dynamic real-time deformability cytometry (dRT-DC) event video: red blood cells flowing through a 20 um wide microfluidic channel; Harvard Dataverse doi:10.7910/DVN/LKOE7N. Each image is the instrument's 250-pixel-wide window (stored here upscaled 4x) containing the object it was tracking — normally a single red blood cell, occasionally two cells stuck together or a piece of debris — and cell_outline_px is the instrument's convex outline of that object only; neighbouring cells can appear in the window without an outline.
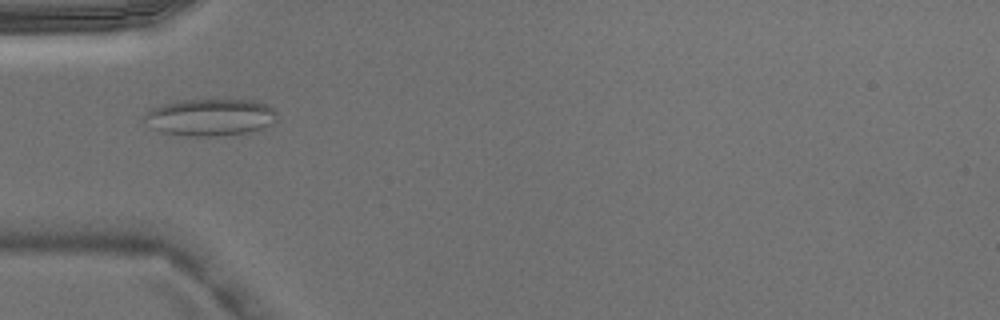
{"species": "Egyptian fruit bat (a non-hibernating species)", "species_latin": "Rousettus aegyptiacus", "temperature_condition": "warm", "stored_images_in_passage": 4, "camera_frame_rate_fps": 3000, "um_per_image_px": 0.085, "animal": {"sex": "male"}, "frame": {"image": 1, "passage_image": 4, "time_ms": 1.0, "image_size_px": [1000, 320], "cell_outline_px": [[276, 120], [272, 124], [264, 128], [244, 132], [212, 136], [184, 136], [160, 132], [152, 128], [144, 116], [148, 108], [176, 100], [252, 100], [268, 104], [276, 112]], "centroid_in_image_um": [17.84, 9.95], "position_along_channel_um": 67.2, "area_um2": 28.67}}